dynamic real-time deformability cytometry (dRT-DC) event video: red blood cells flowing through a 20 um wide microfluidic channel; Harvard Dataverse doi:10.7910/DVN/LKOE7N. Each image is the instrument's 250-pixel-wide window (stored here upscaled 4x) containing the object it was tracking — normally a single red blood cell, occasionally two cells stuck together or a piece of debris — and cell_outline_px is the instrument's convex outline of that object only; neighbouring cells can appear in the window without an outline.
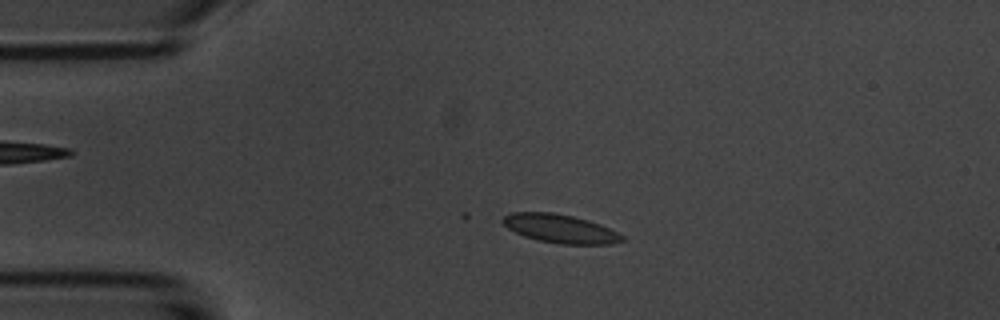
{"species": "common noctule bat (a hibernating species)", "species_latin": "Nyctalus noctula", "temperature_condition": "room temperature", "stored_images_in_passage": 25, "camera_frame_rate_fps": 3000, "um_per_image_px": 0.085, "animal": {"sex": "male", "body_mass_g": 20.1, "forearm_length_mm": 53.5}, "frame": {"image": 1, "passage_image": 11, "time_ms": 3.333, "image_size_px": [1000, 320], "cell_outline_px": [[624, 240], [612, 244], [560, 244], [540, 240], [524, 236], [508, 228], [500, 220], [504, 216], [512, 212], [552, 212], [572, 216], [588, 220], [600, 224], [624, 236]], "centroid_in_image_um": [47.61, 19.43], "position_along_channel_um": 37.4, "area_um2": 19.71}}
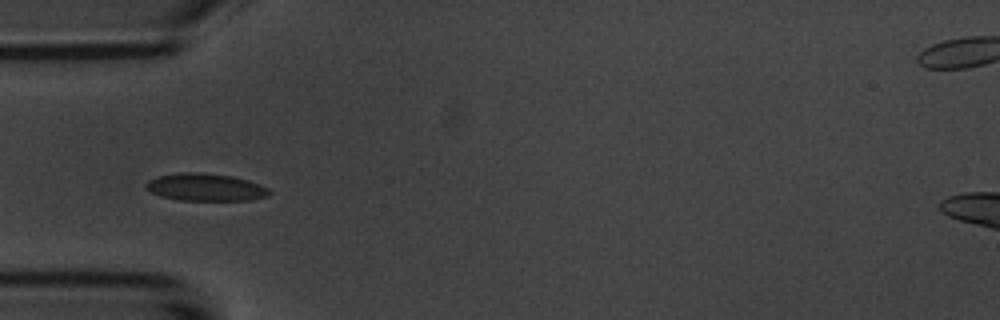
{"frame": {"image": 2, "passage_image": 16, "time_ms": 5.0, "image_size_px": [1000, 320], "cell_outline_px": [[272, 192], [268, 196], [252, 200], [176, 200], [160, 196], [144, 188], [144, 184], [148, 180], [156, 176], [180, 172], [204, 172], [232, 176], [248, 180], [260, 184], [268, 188]], "centroid_in_image_um": [17.45, 15.91], "position_along_channel_um": 67.6, "area_um2": 20.06}}